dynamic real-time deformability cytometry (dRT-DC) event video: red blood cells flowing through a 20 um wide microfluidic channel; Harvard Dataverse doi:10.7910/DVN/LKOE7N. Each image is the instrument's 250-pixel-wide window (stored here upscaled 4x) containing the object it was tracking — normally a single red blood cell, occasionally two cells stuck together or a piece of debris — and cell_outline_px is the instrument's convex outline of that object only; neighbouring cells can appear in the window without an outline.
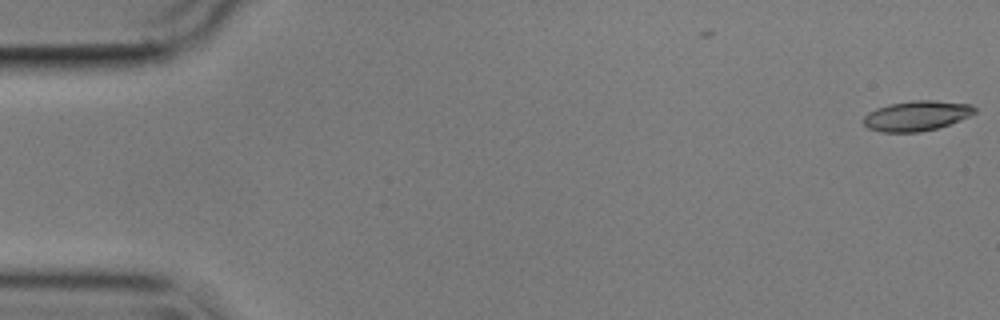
{"species": "common noctule bat (a hibernating species)", "species_latin": "Nyctalus noctula", "temperature_condition": "cold", "stored_images_in_passage": 2, "camera_frame_rate_fps": 3000, "um_per_image_px": 0.085, "animal": {"sex": "male", "body_mass_g": 17.9}, "frame": {"image": 1, "passage_image": 2, "time_ms": 0.333, "image_size_px": [1000, 320], "cell_outline_px": [[976, 112], [960, 120], [936, 128], [920, 132], [880, 132], [868, 128], [864, 124], [864, 116], [868, 112], [876, 108], [888, 104], [912, 100], [936, 100], [972, 104], [976, 108]], "centroid_in_image_um": [77.9, 9.83], "position_along_channel_um": 7.1, "area_um2": 19.54}}